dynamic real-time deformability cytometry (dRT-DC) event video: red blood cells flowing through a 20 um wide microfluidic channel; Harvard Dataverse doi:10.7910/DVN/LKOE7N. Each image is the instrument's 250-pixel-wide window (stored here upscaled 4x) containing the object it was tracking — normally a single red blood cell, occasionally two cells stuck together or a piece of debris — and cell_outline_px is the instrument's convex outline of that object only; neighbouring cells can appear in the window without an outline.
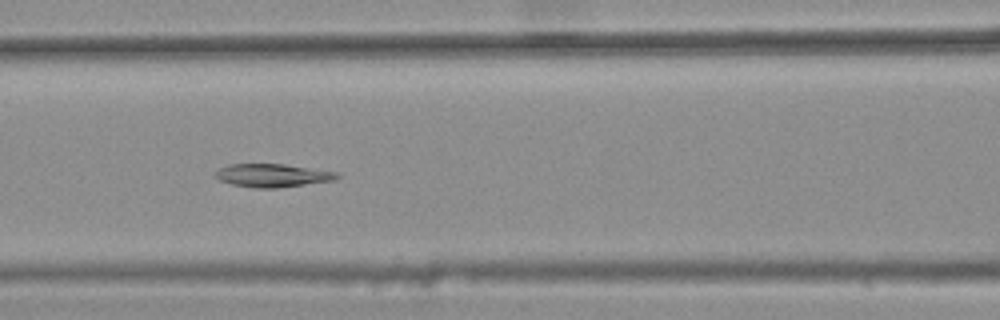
{"species": "common noctule bat (a hibernating species)", "species_latin": "Nyctalus noctula", "temperature_condition": "warm", "stored_images_in_passage": 43, "camera_frame_rate_fps": 3000, "um_per_image_px": 0.085, "animal": {"sex": "female", "body_mass_g": 25.1}, "frame": {"image": 1, "passage_image": 22, "time_ms": 7.0, "image_size_px": [1000, 320], "cell_outline_px": [[340, 176], [336, 180], [276, 188], [256, 188], [232, 184], [220, 180], [212, 176], [212, 172], [228, 164], [284, 164], [340, 172]], "centroid_in_image_um": [23.15, 14.9], "position_along_channel_um": 143.4, "area_um2": 16.65}}
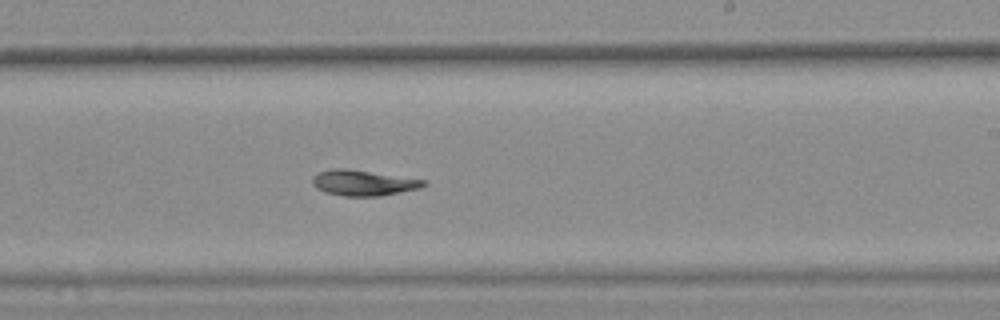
{"frame": {"image": 2, "passage_image": 31, "time_ms": 10.0, "image_size_px": [1000, 320], "cell_outline_px": [[428, 184], [420, 188], [380, 196], [344, 196], [324, 192], [316, 188], [312, 184], [312, 176], [320, 172], [332, 168], [344, 168], [428, 180]], "centroid_in_image_um": [30.88, 15.54], "position_along_channel_um": 258.1, "area_um2": 16.65}}
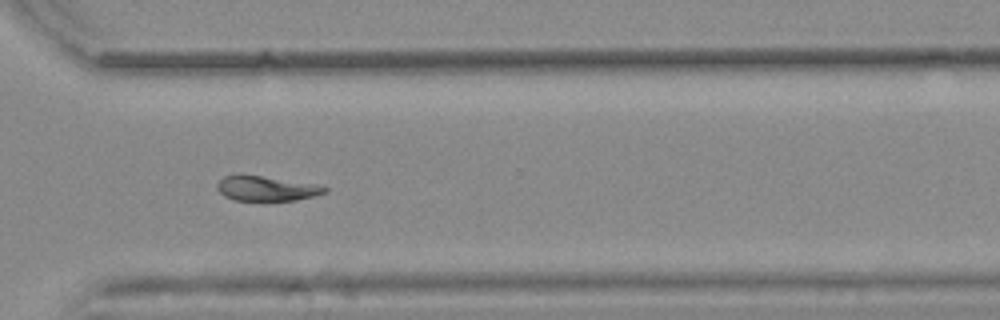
{"frame": {"image": 3, "passage_image": 38, "time_ms": 12.333, "image_size_px": [1000, 320], "cell_outline_px": [[328, 192], [296, 200], [268, 204], [264, 204], [232, 200], [224, 196], [216, 188], [216, 184], [224, 176], [260, 176], [316, 184], [328, 188]], "centroid_in_image_um": [22.64, 16.1], "position_along_channel_um": 348.0, "area_um2": 16.18}}